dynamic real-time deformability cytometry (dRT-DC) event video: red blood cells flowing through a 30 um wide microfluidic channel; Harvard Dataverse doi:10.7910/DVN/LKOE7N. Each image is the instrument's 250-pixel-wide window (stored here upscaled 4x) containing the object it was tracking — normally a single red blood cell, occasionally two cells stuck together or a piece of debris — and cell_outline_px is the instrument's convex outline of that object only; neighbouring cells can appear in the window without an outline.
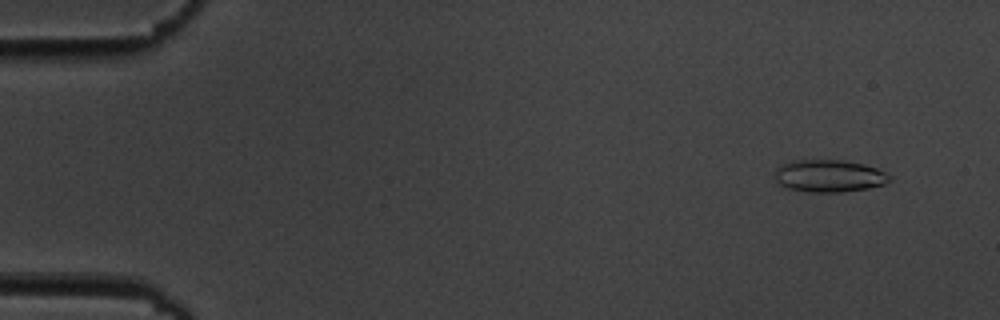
{"species": "common noctule bat (a hibernating species)", "species_latin": "Nyctalus noctula", "temperature_condition": "cold", "stored_images_in_passage": 6, "camera_frame_rate_fps": 3000, "um_per_image_px": 0.085, "animal": {"sex": "male", "body_mass_g": 19.5, "forearm_length_mm": 54.6}, "frame": {"image": 1, "passage_image": 2, "time_ms": 1.333, "image_size_px": [1000, 320], "cell_outline_px": [[892, 180], [884, 184], [868, 188], [844, 192], [812, 192], [784, 188], [776, 180], [776, 168], [780, 164], [792, 160], [844, 160], [864, 164], [876, 168], [892, 176]], "centroid_in_image_um": [70.47, 14.95], "position_along_channel_um": 14.5, "area_um2": 21.79}}